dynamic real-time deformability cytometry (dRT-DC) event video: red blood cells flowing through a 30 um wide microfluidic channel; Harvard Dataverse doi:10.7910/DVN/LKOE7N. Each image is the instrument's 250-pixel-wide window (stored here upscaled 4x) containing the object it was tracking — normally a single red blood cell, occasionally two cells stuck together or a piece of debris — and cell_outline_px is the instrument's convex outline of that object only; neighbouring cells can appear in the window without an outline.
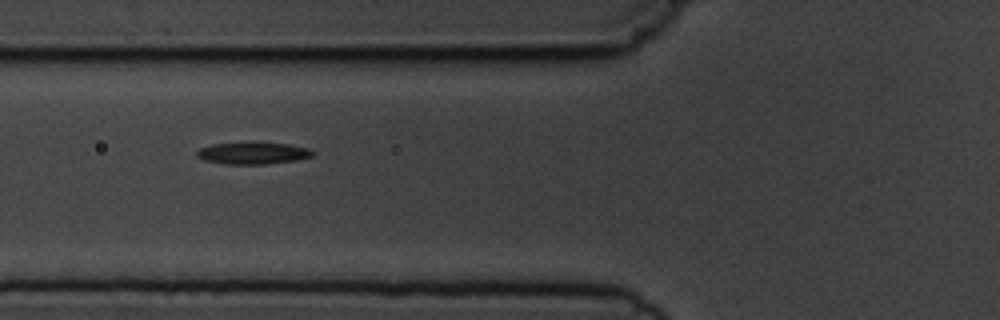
{"species": "common noctule bat (a hibernating species)", "species_latin": "Nyctalus noctula", "temperature_condition": "cold", "stored_images_in_passage": 10, "camera_frame_rate_fps": 3000, "um_per_image_px": 0.085, "animal": {"sex": "male", "body_mass_g": 19.5, "forearm_length_mm": 54.6}, "frame": {"image": 1, "passage_image": 6, "time_ms": 5.667, "image_size_px": [1000, 320], "cell_outline_px": [[316, 152], [312, 156], [296, 160], [264, 164], [224, 164], [204, 160], [196, 156], [196, 152], [200, 148], [212, 144], [252, 140], [256, 140], [288, 144], [312, 148]], "centroid_in_image_um": [21.52, 12.97], "position_along_channel_um": 104.3, "area_um2": 15.55}}
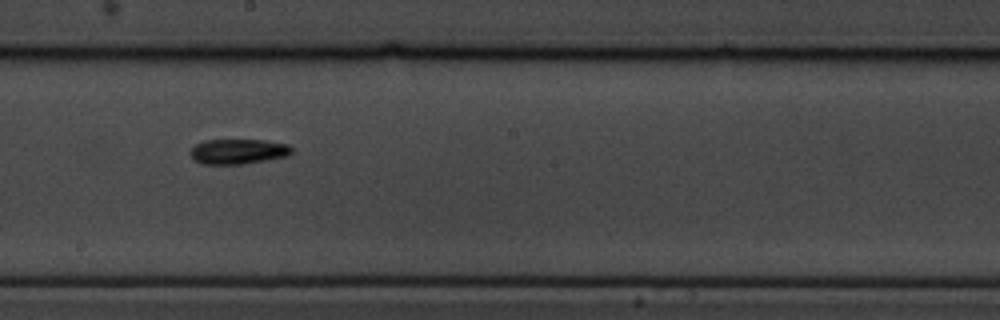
{"frame": {"image": 2, "passage_image": 9, "time_ms": 9.0, "image_size_px": [1000, 320], "cell_outline_px": [[292, 152], [288, 156], [244, 164], [200, 164], [188, 152], [196, 144], [204, 140], [268, 140], [288, 144], [292, 148]], "centroid_in_image_um": [20.26, 12.87], "position_along_channel_um": 227.9, "area_um2": 14.91}}
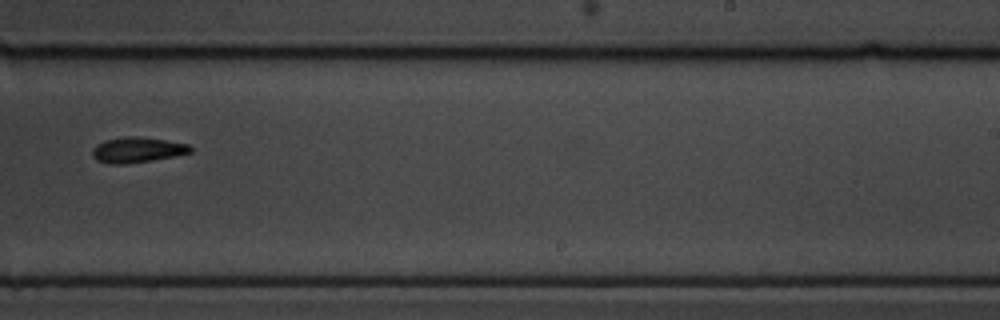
{"frame": {"image": 3, "passage_image": 10, "time_ms": 10.333, "image_size_px": [1000, 320], "cell_outline_px": [[192, 152], [176, 156], [152, 160], [124, 164], [108, 164], [96, 160], [92, 156], [92, 148], [96, 144], [104, 140], [124, 136], [136, 136], [164, 140], [188, 144], [192, 148]], "centroid_in_image_um": [11.63, 12.74], "position_along_channel_um": 277.4, "area_um2": 14.62}}